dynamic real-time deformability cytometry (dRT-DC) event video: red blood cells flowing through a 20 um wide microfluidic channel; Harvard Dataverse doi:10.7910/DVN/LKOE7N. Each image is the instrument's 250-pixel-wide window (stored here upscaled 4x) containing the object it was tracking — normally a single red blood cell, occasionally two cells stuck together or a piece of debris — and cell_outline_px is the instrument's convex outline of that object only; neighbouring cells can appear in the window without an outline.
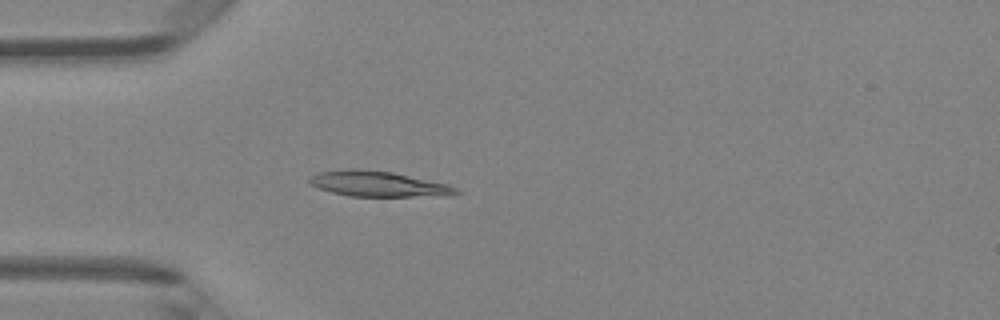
{"species": "Egyptian fruit bat (a non-hibernating species)", "species_latin": "Rousettus aegyptiacus", "temperature_condition": "room temperature", "stored_images_in_passage": 3, "camera_frame_rate_fps": 3000, "um_per_image_px": 0.085, "animal": {"sex": "female"}, "frame": {"image": 1, "passage_image": 3, "time_ms": 0.667, "image_size_px": [1000, 320], "cell_outline_px": [[464, 192], [452, 196], [348, 196], [332, 192], [320, 188], [312, 184], [308, 180], [308, 176], [316, 172], [348, 168], [356, 168], [392, 172], [448, 184]], "centroid_in_image_um": [32.17, 15.63], "position_along_channel_um": 52.8, "area_um2": 21.96}}